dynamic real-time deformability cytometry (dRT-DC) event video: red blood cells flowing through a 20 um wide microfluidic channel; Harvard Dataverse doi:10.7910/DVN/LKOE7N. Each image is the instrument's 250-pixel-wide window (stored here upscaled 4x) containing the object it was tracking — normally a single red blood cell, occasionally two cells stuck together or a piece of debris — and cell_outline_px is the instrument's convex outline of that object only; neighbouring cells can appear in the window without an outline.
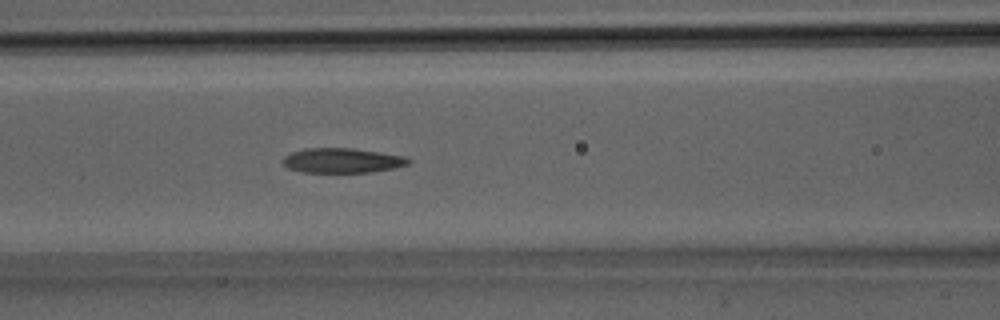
{"species": "Egyptian fruit bat (a non-hibernating species)", "species_latin": "Rousettus aegyptiacus", "temperature_condition": "room temperature", "stored_images_in_passage": 16, "camera_frame_rate_fps": 3000, "um_per_image_px": 0.085, "animal": {"sex": "male"}, "frame": {"image": 1, "passage_image": 14, "time_ms": 4.333, "image_size_px": [1000, 320], "cell_outline_px": [[412, 160], [408, 164], [392, 168], [372, 172], [300, 172], [288, 168], [284, 164], [284, 156], [292, 152], [304, 148], [352, 148], [380, 152], [404, 156]], "centroid_in_image_um": [29.08, 13.64], "position_along_channel_um": 137.5, "area_um2": 18.03}}